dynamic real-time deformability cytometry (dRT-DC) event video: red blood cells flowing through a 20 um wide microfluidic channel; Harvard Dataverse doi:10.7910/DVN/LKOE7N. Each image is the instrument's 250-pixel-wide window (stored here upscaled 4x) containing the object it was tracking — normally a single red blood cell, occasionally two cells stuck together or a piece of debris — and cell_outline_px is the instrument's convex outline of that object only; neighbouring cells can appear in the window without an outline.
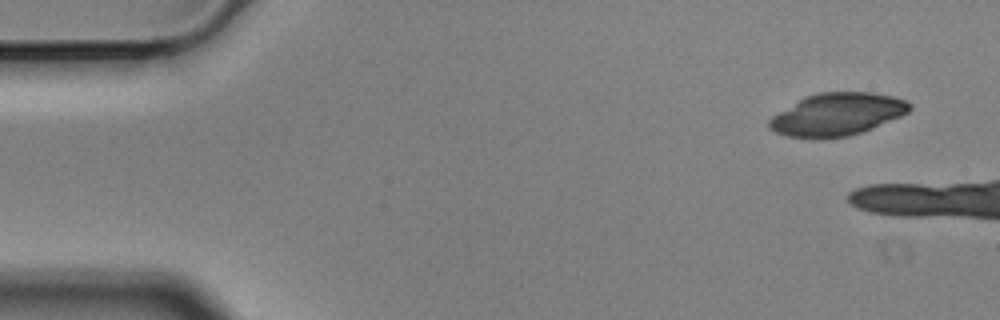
{"species": "Egyptian fruit bat (a non-hibernating species)", "species_latin": "Rousettus aegyptiacus", "temperature_condition": "cold", "stored_images_in_passage": 2, "camera_frame_rate_fps": 3000, "um_per_image_px": 0.085, "animal": {"sex": "male"}, "frame": {"image": 1, "passage_image": 1, "time_ms": 0.0, "image_size_px": [1000, 320], "cell_outline_px": [[912, 108], [908, 112], [900, 116], [872, 128], [848, 136], [824, 140], [816, 140], [788, 136], [776, 132], [768, 128], [768, 120], [772, 116], [804, 96], [820, 92], [872, 92], [892, 96], [904, 100], [912, 104]], "centroid_in_image_um": [71.12, 9.74], "position_along_channel_um": 13.9, "area_um2": 35.08}}